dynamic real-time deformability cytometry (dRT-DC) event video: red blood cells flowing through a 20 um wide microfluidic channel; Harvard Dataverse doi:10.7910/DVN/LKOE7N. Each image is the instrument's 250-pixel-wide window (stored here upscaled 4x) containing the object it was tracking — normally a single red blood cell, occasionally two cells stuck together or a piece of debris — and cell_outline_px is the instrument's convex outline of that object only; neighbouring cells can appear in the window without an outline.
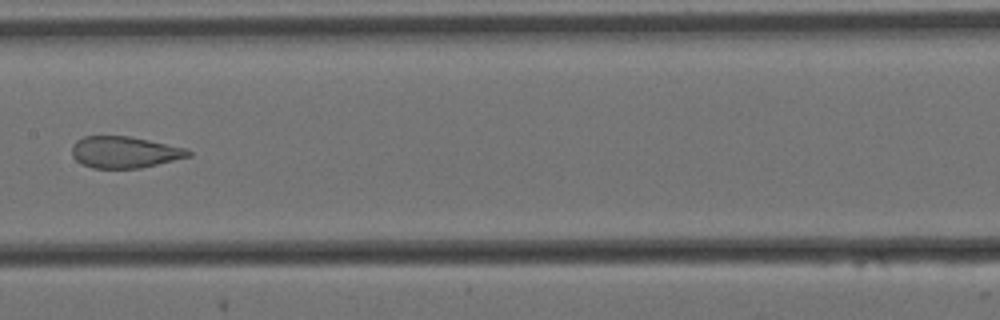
{"species": "Egyptian fruit bat (a non-hibernating species)", "species_latin": "Rousettus aegyptiacus", "temperature_condition": "cold", "stored_images_in_passage": 7, "camera_frame_rate_fps": 3000, "um_per_image_px": 0.085, "animal": {"sex": "female"}, "frame": {"image": 1, "passage_image": 7, "time_ms": 2.0, "image_size_px": [1000, 320], "cell_outline_px": [[192, 156], [140, 168], [92, 168], [80, 164], [72, 156], [72, 144], [76, 140], [84, 136], [128, 136], [188, 148], [192, 152]], "centroid_in_image_um": [10.58, 12.93], "position_along_channel_um": 196.8, "area_um2": 21.56}}